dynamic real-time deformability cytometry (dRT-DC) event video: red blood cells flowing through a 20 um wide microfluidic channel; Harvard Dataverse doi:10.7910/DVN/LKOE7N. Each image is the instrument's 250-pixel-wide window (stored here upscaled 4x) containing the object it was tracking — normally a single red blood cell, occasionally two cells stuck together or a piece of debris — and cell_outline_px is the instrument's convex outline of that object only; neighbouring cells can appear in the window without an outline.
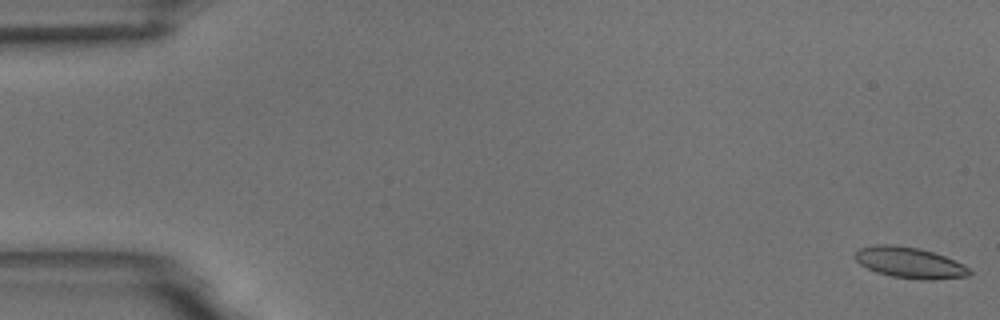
{"species": "common noctule bat (a hibernating species)", "species_latin": "Nyctalus noctula", "temperature_condition": "room temperature", "stored_images_in_passage": 56, "camera_frame_rate_fps": 3000, "um_per_image_px": 0.085, "animal": {"sex": "male", "body_mass_g": 18.8}, "frame": {"image": 1, "passage_image": 1, "time_ms": 0.0, "image_size_px": [1000, 320], "cell_outline_px": [[972, 272], [968, 276], [932, 280], [920, 280], [892, 276], [876, 272], [860, 264], [852, 256], [860, 248], [872, 244], [892, 244], [920, 248], [944, 256], [964, 264]], "centroid_in_image_um": [77.3, 22.32], "position_along_channel_um": 7.7, "area_um2": 20.75}}
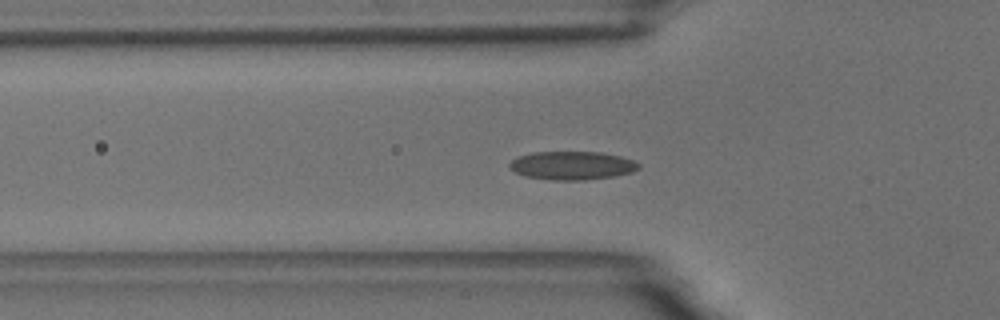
{"frame": {"image": 2, "passage_image": 19, "time_ms": 6.0, "image_size_px": [1000, 320], "cell_outline_px": [[640, 168], [632, 172], [612, 176], [584, 180], [552, 180], [524, 176], [508, 168], [508, 164], [516, 156], [532, 152], [600, 152], [620, 156], [632, 160], [640, 164]], "centroid_in_image_um": [48.58, 14.06], "position_along_channel_um": 77.2, "area_um2": 21.44}}
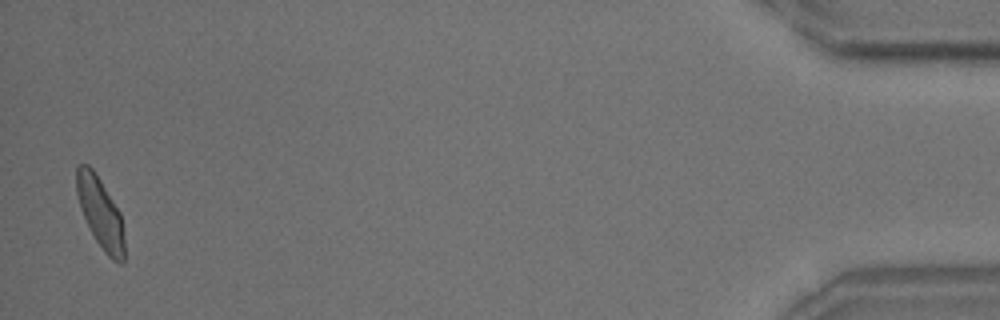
{"frame": {"image": 3, "passage_image": 55, "time_ms": 18.0, "image_size_px": [1000, 320], "cell_outline_px": [[124, 264], [120, 264], [112, 260], [104, 252], [96, 240], [80, 208], [76, 192], [76, 164], [88, 164], [92, 168], [100, 180], [120, 212], [124, 236]], "centroid_in_image_um": [8.53, 18.09], "position_along_channel_um": 426.7, "area_um2": 19.59}, "authors_computed_cell_mechanics": {"area_um2": 20.3167, "velocity_mm_per_s": 3.6393, "shape_relaxation_time_tau1_ms": 4.6674, "shape_relaxation_time_tau2_ms": 1.6638, "deformation_change_tau1": 0.1185, "deformation_change_tau2": 0.0663}}